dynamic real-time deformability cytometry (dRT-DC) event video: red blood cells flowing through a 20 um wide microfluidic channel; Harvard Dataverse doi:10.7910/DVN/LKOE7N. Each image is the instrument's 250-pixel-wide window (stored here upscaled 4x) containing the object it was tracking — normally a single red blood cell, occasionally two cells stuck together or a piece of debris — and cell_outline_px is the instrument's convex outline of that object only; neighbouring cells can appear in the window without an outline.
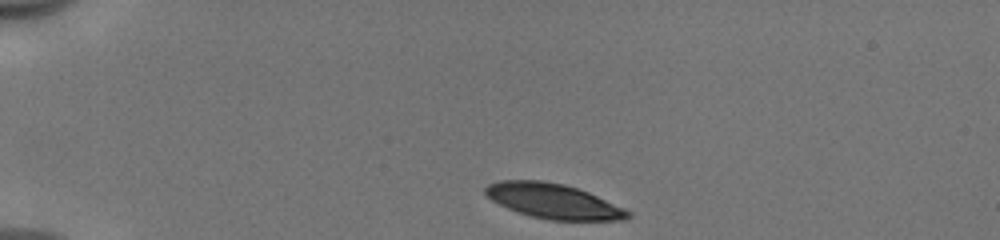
{"species": "human", "species_latin": "Homo sapiens", "temperature_condition": "cold", "stored_images_in_passage": 41, "camera_frame_rate_fps": 3000, "um_per_image_px": 0.085, "donor": {"sex": "male"}, "frame": {"image": 1, "passage_image": 1, "time_ms": 0.0, "image_size_px": [1000, 240], "cell_outline_px": [[632, 216], [624, 220], [548, 220], [532, 216], [508, 208], [492, 200], [484, 192], [484, 188], [488, 184], [500, 180], [540, 180], [564, 184], [588, 192], [624, 208], [632, 212]], "centroid_in_image_um": [47.05, 17.09], "position_along_channel_um": 38.0, "area_um2": 28.78}}
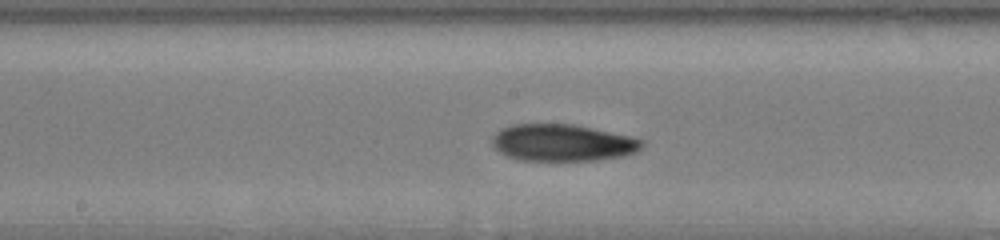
{"frame": {"image": 2, "passage_image": 18, "time_ms": 5.667, "image_size_px": [1000, 240], "cell_outline_px": [[644, 144], [636, 152], [624, 156], [596, 160], [520, 160], [508, 156], [500, 152], [492, 144], [492, 136], [500, 128], [512, 124], [572, 124], [632, 136], [644, 140]], "centroid_in_image_um": [47.82, 12.12], "position_along_channel_um": 200.4, "area_um2": 32.25}}
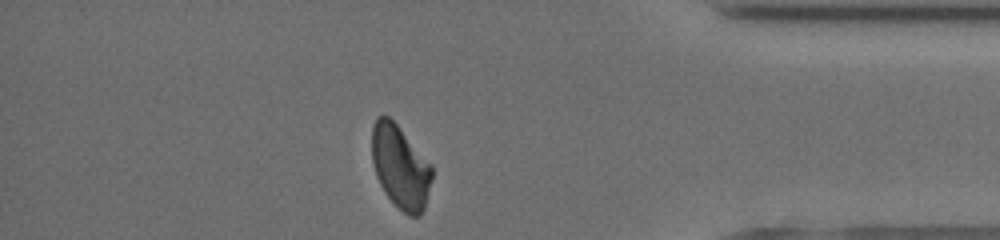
{"frame": {"image": 3, "passage_image": 35, "time_ms": 11.333, "image_size_px": [1000, 240], "cell_outline_px": [[432, 180], [424, 208], [420, 216], [408, 216], [384, 192], [376, 176], [372, 160], [372, 124], [376, 116], [388, 116], [396, 124], [432, 164]], "centroid_in_image_um": [34.03, 14.18], "position_along_channel_um": 401.2, "area_um2": 29.02}, "authors_computed_cell_mechanics": {"area_um2": 31.0386, "velocity_mm_per_s": 3.9517, "shape_relaxation_time_tau1_ms": 5.1643, "shape_relaxation_time_tau2_ms": 3.913, "deformation_change_tau1": 0.1624, "deformation_change_tau2": 0.0953}}